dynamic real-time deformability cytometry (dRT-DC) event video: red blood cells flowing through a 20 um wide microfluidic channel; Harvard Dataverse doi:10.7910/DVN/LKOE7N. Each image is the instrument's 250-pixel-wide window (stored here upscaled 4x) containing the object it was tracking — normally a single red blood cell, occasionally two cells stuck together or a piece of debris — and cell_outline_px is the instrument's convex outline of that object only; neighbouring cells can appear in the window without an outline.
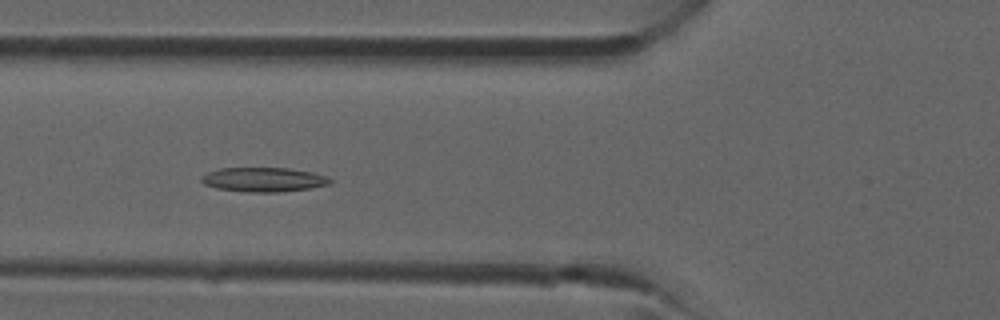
{"species": "common noctule bat (a hibernating species)", "species_latin": "Nyctalus noctula", "temperature_condition": "room temperature", "stored_images_in_passage": 29, "camera_frame_rate_fps": 3000, "um_per_image_px": 0.085, "animal": {"sex": "male", "forearm_length_mm": 52.5}, "frame": {"image": 1, "passage_image": 4, "time_ms": 1.0, "image_size_px": [1000, 320], "cell_outline_px": [[332, 184], [308, 188], [280, 192], [248, 192], [216, 188], [204, 184], [200, 180], [200, 176], [208, 172], [220, 168], [288, 168], [312, 172], [324, 176], [332, 180]], "centroid_in_image_um": [22.38, 15.26], "position_along_channel_um": 103.4, "area_um2": 18.21}}
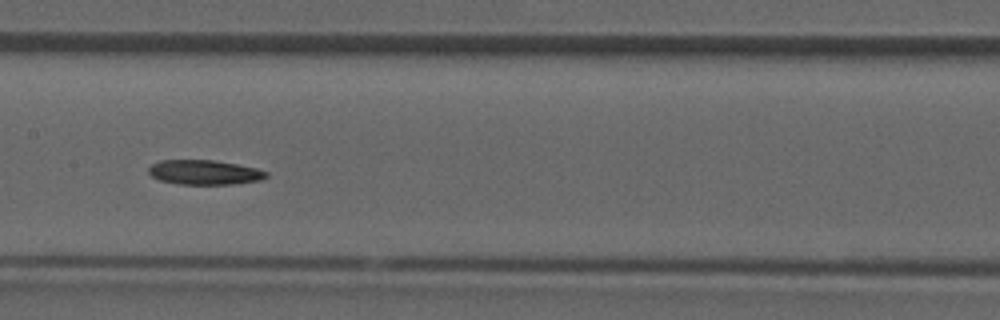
{"frame": {"image": 2, "passage_image": 9, "time_ms": 2.667, "image_size_px": [1000, 320], "cell_outline_px": [[268, 176], [260, 180], [232, 184], [180, 184], [160, 180], [152, 176], [148, 172], [148, 168], [152, 164], [160, 160], [212, 160], [236, 164], [256, 168], [268, 172]], "centroid_in_image_um": [17.37, 14.64], "position_along_channel_um": 190.0, "area_um2": 16.76}}
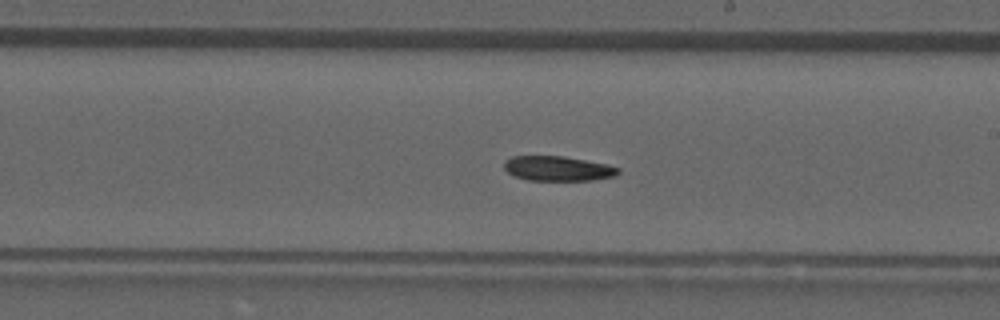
{"frame": {"image": 3, "passage_image": 12, "time_ms": 3.667, "image_size_px": [1000, 320], "cell_outline_px": [[620, 172], [616, 176], [592, 180], [528, 180], [512, 176], [504, 168], [504, 160], [512, 156], [564, 156], [608, 164], [620, 168]], "centroid_in_image_um": [47.42, 14.32], "position_along_channel_um": 241.6, "area_um2": 16.65}}